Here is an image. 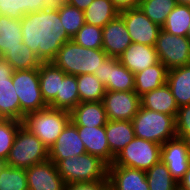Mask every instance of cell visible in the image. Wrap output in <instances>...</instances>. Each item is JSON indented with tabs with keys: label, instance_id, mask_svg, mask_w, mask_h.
I'll return each mask as SVG.
<instances>
[{
	"label": "cell",
	"instance_id": "obj_1",
	"mask_svg": "<svg viewBox=\"0 0 190 190\" xmlns=\"http://www.w3.org/2000/svg\"><path fill=\"white\" fill-rule=\"evenodd\" d=\"M22 41L41 60L51 62L71 38L66 34L58 11L40 10L21 18Z\"/></svg>",
	"mask_w": 190,
	"mask_h": 190
},
{
	"label": "cell",
	"instance_id": "obj_2",
	"mask_svg": "<svg viewBox=\"0 0 190 190\" xmlns=\"http://www.w3.org/2000/svg\"><path fill=\"white\" fill-rule=\"evenodd\" d=\"M106 57L103 49L85 48L71 39L61 46L51 62L66 74L78 76L98 72Z\"/></svg>",
	"mask_w": 190,
	"mask_h": 190
},
{
	"label": "cell",
	"instance_id": "obj_3",
	"mask_svg": "<svg viewBox=\"0 0 190 190\" xmlns=\"http://www.w3.org/2000/svg\"><path fill=\"white\" fill-rule=\"evenodd\" d=\"M56 166L65 184L109 180L108 164L89 153L63 159Z\"/></svg>",
	"mask_w": 190,
	"mask_h": 190
},
{
	"label": "cell",
	"instance_id": "obj_4",
	"mask_svg": "<svg viewBox=\"0 0 190 190\" xmlns=\"http://www.w3.org/2000/svg\"><path fill=\"white\" fill-rule=\"evenodd\" d=\"M135 137L155 142L159 145L176 137L175 117L155 112L144 107L132 119Z\"/></svg>",
	"mask_w": 190,
	"mask_h": 190
},
{
	"label": "cell",
	"instance_id": "obj_5",
	"mask_svg": "<svg viewBox=\"0 0 190 190\" xmlns=\"http://www.w3.org/2000/svg\"><path fill=\"white\" fill-rule=\"evenodd\" d=\"M70 121L71 113L69 111L47 107L26 114L22 125L49 148L56 142Z\"/></svg>",
	"mask_w": 190,
	"mask_h": 190
},
{
	"label": "cell",
	"instance_id": "obj_6",
	"mask_svg": "<svg viewBox=\"0 0 190 190\" xmlns=\"http://www.w3.org/2000/svg\"><path fill=\"white\" fill-rule=\"evenodd\" d=\"M47 159L48 147L36 135L21 125L5 161L6 165L26 170Z\"/></svg>",
	"mask_w": 190,
	"mask_h": 190
},
{
	"label": "cell",
	"instance_id": "obj_7",
	"mask_svg": "<svg viewBox=\"0 0 190 190\" xmlns=\"http://www.w3.org/2000/svg\"><path fill=\"white\" fill-rule=\"evenodd\" d=\"M161 147L155 142L135 137L108 166H124L147 171L160 161Z\"/></svg>",
	"mask_w": 190,
	"mask_h": 190
},
{
	"label": "cell",
	"instance_id": "obj_8",
	"mask_svg": "<svg viewBox=\"0 0 190 190\" xmlns=\"http://www.w3.org/2000/svg\"><path fill=\"white\" fill-rule=\"evenodd\" d=\"M12 82L19 97L21 122L26 114L48 107L41 95L38 68L14 71Z\"/></svg>",
	"mask_w": 190,
	"mask_h": 190
},
{
	"label": "cell",
	"instance_id": "obj_9",
	"mask_svg": "<svg viewBox=\"0 0 190 190\" xmlns=\"http://www.w3.org/2000/svg\"><path fill=\"white\" fill-rule=\"evenodd\" d=\"M155 49L168 70L190 64V41L185 36L172 35L161 28Z\"/></svg>",
	"mask_w": 190,
	"mask_h": 190
},
{
	"label": "cell",
	"instance_id": "obj_10",
	"mask_svg": "<svg viewBox=\"0 0 190 190\" xmlns=\"http://www.w3.org/2000/svg\"><path fill=\"white\" fill-rule=\"evenodd\" d=\"M133 43L155 46L161 27L138 7L119 12Z\"/></svg>",
	"mask_w": 190,
	"mask_h": 190
},
{
	"label": "cell",
	"instance_id": "obj_11",
	"mask_svg": "<svg viewBox=\"0 0 190 190\" xmlns=\"http://www.w3.org/2000/svg\"><path fill=\"white\" fill-rule=\"evenodd\" d=\"M102 102L108 120L132 121L141 106L140 96L134 91H106Z\"/></svg>",
	"mask_w": 190,
	"mask_h": 190
},
{
	"label": "cell",
	"instance_id": "obj_12",
	"mask_svg": "<svg viewBox=\"0 0 190 190\" xmlns=\"http://www.w3.org/2000/svg\"><path fill=\"white\" fill-rule=\"evenodd\" d=\"M160 160L166 164L172 177L179 182L190 164V142L175 137L161 147Z\"/></svg>",
	"mask_w": 190,
	"mask_h": 190
},
{
	"label": "cell",
	"instance_id": "obj_13",
	"mask_svg": "<svg viewBox=\"0 0 190 190\" xmlns=\"http://www.w3.org/2000/svg\"><path fill=\"white\" fill-rule=\"evenodd\" d=\"M28 190H64L65 182L57 166L47 159L25 170Z\"/></svg>",
	"mask_w": 190,
	"mask_h": 190
},
{
	"label": "cell",
	"instance_id": "obj_14",
	"mask_svg": "<svg viewBox=\"0 0 190 190\" xmlns=\"http://www.w3.org/2000/svg\"><path fill=\"white\" fill-rule=\"evenodd\" d=\"M86 153L84 144L79 137L77 126L69 122L56 142L48 148V159L55 165L61 160Z\"/></svg>",
	"mask_w": 190,
	"mask_h": 190
},
{
	"label": "cell",
	"instance_id": "obj_15",
	"mask_svg": "<svg viewBox=\"0 0 190 190\" xmlns=\"http://www.w3.org/2000/svg\"><path fill=\"white\" fill-rule=\"evenodd\" d=\"M102 49L107 56L118 58L132 43L124 20L118 15L102 28Z\"/></svg>",
	"mask_w": 190,
	"mask_h": 190
},
{
	"label": "cell",
	"instance_id": "obj_16",
	"mask_svg": "<svg viewBox=\"0 0 190 190\" xmlns=\"http://www.w3.org/2000/svg\"><path fill=\"white\" fill-rule=\"evenodd\" d=\"M109 186L114 190H149L146 171L124 166H108Z\"/></svg>",
	"mask_w": 190,
	"mask_h": 190
},
{
	"label": "cell",
	"instance_id": "obj_17",
	"mask_svg": "<svg viewBox=\"0 0 190 190\" xmlns=\"http://www.w3.org/2000/svg\"><path fill=\"white\" fill-rule=\"evenodd\" d=\"M120 63L136 74L159 62L155 46L131 43L118 57Z\"/></svg>",
	"mask_w": 190,
	"mask_h": 190
},
{
	"label": "cell",
	"instance_id": "obj_18",
	"mask_svg": "<svg viewBox=\"0 0 190 190\" xmlns=\"http://www.w3.org/2000/svg\"><path fill=\"white\" fill-rule=\"evenodd\" d=\"M79 137L81 138L86 153L98 156L108 165L111 164V151L106 138L105 126L88 127L77 126Z\"/></svg>",
	"mask_w": 190,
	"mask_h": 190
},
{
	"label": "cell",
	"instance_id": "obj_19",
	"mask_svg": "<svg viewBox=\"0 0 190 190\" xmlns=\"http://www.w3.org/2000/svg\"><path fill=\"white\" fill-rule=\"evenodd\" d=\"M141 107L176 118L178 105L167 83L140 96Z\"/></svg>",
	"mask_w": 190,
	"mask_h": 190
},
{
	"label": "cell",
	"instance_id": "obj_20",
	"mask_svg": "<svg viewBox=\"0 0 190 190\" xmlns=\"http://www.w3.org/2000/svg\"><path fill=\"white\" fill-rule=\"evenodd\" d=\"M105 132L111 151L112 164L118 153L135 138L134 128L132 121L108 120Z\"/></svg>",
	"mask_w": 190,
	"mask_h": 190
},
{
	"label": "cell",
	"instance_id": "obj_21",
	"mask_svg": "<svg viewBox=\"0 0 190 190\" xmlns=\"http://www.w3.org/2000/svg\"><path fill=\"white\" fill-rule=\"evenodd\" d=\"M70 113L76 126L102 127L108 121L102 101L80 102Z\"/></svg>",
	"mask_w": 190,
	"mask_h": 190
},
{
	"label": "cell",
	"instance_id": "obj_22",
	"mask_svg": "<svg viewBox=\"0 0 190 190\" xmlns=\"http://www.w3.org/2000/svg\"><path fill=\"white\" fill-rule=\"evenodd\" d=\"M38 72L41 95L49 105L57 95H60V81H63L66 73L52 62H42Z\"/></svg>",
	"mask_w": 190,
	"mask_h": 190
},
{
	"label": "cell",
	"instance_id": "obj_23",
	"mask_svg": "<svg viewBox=\"0 0 190 190\" xmlns=\"http://www.w3.org/2000/svg\"><path fill=\"white\" fill-rule=\"evenodd\" d=\"M167 84L179 108L190 104V64L169 69Z\"/></svg>",
	"mask_w": 190,
	"mask_h": 190
},
{
	"label": "cell",
	"instance_id": "obj_24",
	"mask_svg": "<svg viewBox=\"0 0 190 190\" xmlns=\"http://www.w3.org/2000/svg\"><path fill=\"white\" fill-rule=\"evenodd\" d=\"M134 73L122 65L118 58L108 56L106 91H134Z\"/></svg>",
	"mask_w": 190,
	"mask_h": 190
},
{
	"label": "cell",
	"instance_id": "obj_25",
	"mask_svg": "<svg viewBox=\"0 0 190 190\" xmlns=\"http://www.w3.org/2000/svg\"><path fill=\"white\" fill-rule=\"evenodd\" d=\"M168 69L160 61L143 71L134 74V92L142 96L144 93L152 91L167 83Z\"/></svg>",
	"mask_w": 190,
	"mask_h": 190
},
{
	"label": "cell",
	"instance_id": "obj_26",
	"mask_svg": "<svg viewBox=\"0 0 190 190\" xmlns=\"http://www.w3.org/2000/svg\"><path fill=\"white\" fill-rule=\"evenodd\" d=\"M22 45L21 19L0 15V56L7 50L21 49Z\"/></svg>",
	"mask_w": 190,
	"mask_h": 190
},
{
	"label": "cell",
	"instance_id": "obj_27",
	"mask_svg": "<svg viewBox=\"0 0 190 190\" xmlns=\"http://www.w3.org/2000/svg\"><path fill=\"white\" fill-rule=\"evenodd\" d=\"M119 15L112 0H93L84 10L85 23L103 28Z\"/></svg>",
	"mask_w": 190,
	"mask_h": 190
},
{
	"label": "cell",
	"instance_id": "obj_28",
	"mask_svg": "<svg viewBox=\"0 0 190 190\" xmlns=\"http://www.w3.org/2000/svg\"><path fill=\"white\" fill-rule=\"evenodd\" d=\"M79 103L80 97L76 76L66 74L63 81H60V95H57L48 107L71 112Z\"/></svg>",
	"mask_w": 190,
	"mask_h": 190
},
{
	"label": "cell",
	"instance_id": "obj_29",
	"mask_svg": "<svg viewBox=\"0 0 190 190\" xmlns=\"http://www.w3.org/2000/svg\"><path fill=\"white\" fill-rule=\"evenodd\" d=\"M0 113L5 119L21 121V109L19 97L12 82L9 80L0 81Z\"/></svg>",
	"mask_w": 190,
	"mask_h": 190
},
{
	"label": "cell",
	"instance_id": "obj_30",
	"mask_svg": "<svg viewBox=\"0 0 190 190\" xmlns=\"http://www.w3.org/2000/svg\"><path fill=\"white\" fill-rule=\"evenodd\" d=\"M80 102L103 101L106 93L105 85L94 74L76 76Z\"/></svg>",
	"mask_w": 190,
	"mask_h": 190
},
{
	"label": "cell",
	"instance_id": "obj_31",
	"mask_svg": "<svg viewBox=\"0 0 190 190\" xmlns=\"http://www.w3.org/2000/svg\"><path fill=\"white\" fill-rule=\"evenodd\" d=\"M43 0H0V15L21 19L28 13L43 10Z\"/></svg>",
	"mask_w": 190,
	"mask_h": 190
},
{
	"label": "cell",
	"instance_id": "obj_32",
	"mask_svg": "<svg viewBox=\"0 0 190 190\" xmlns=\"http://www.w3.org/2000/svg\"><path fill=\"white\" fill-rule=\"evenodd\" d=\"M176 5L175 0H140L139 8L152 22L162 28Z\"/></svg>",
	"mask_w": 190,
	"mask_h": 190
},
{
	"label": "cell",
	"instance_id": "obj_33",
	"mask_svg": "<svg viewBox=\"0 0 190 190\" xmlns=\"http://www.w3.org/2000/svg\"><path fill=\"white\" fill-rule=\"evenodd\" d=\"M2 56L13 67L14 71L39 68L42 63L24 43L21 49L7 50Z\"/></svg>",
	"mask_w": 190,
	"mask_h": 190
},
{
	"label": "cell",
	"instance_id": "obj_34",
	"mask_svg": "<svg viewBox=\"0 0 190 190\" xmlns=\"http://www.w3.org/2000/svg\"><path fill=\"white\" fill-rule=\"evenodd\" d=\"M149 190H175L178 182L161 160L146 171Z\"/></svg>",
	"mask_w": 190,
	"mask_h": 190
},
{
	"label": "cell",
	"instance_id": "obj_35",
	"mask_svg": "<svg viewBox=\"0 0 190 190\" xmlns=\"http://www.w3.org/2000/svg\"><path fill=\"white\" fill-rule=\"evenodd\" d=\"M190 24V6L177 4L169 13L162 29L172 35L185 36Z\"/></svg>",
	"mask_w": 190,
	"mask_h": 190
},
{
	"label": "cell",
	"instance_id": "obj_36",
	"mask_svg": "<svg viewBox=\"0 0 190 190\" xmlns=\"http://www.w3.org/2000/svg\"><path fill=\"white\" fill-rule=\"evenodd\" d=\"M0 190H28L25 169L5 164L0 170Z\"/></svg>",
	"mask_w": 190,
	"mask_h": 190
},
{
	"label": "cell",
	"instance_id": "obj_37",
	"mask_svg": "<svg viewBox=\"0 0 190 190\" xmlns=\"http://www.w3.org/2000/svg\"><path fill=\"white\" fill-rule=\"evenodd\" d=\"M59 17L66 34L72 38L79 29L85 24L84 11L71 6L70 4L64 5L58 10Z\"/></svg>",
	"mask_w": 190,
	"mask_h": 190
},
{
	"label": "cell",
	"instance_id": "obj_38",
	"mask_svg": "<svg viewBox=\"0 0 190 190\" xmlns=\"http://www.w3.org/2000/svg\"><path fill=\"white\" fill-rule=\"evenodd\" d=\"M71 39L85 48L102 49V28L85 23Z\"/></svg>",
	"mask_w": 190,
	"mask_h": 190
},
{
	"label": "cell",
	"instance_id": "obj_39",
	"mask_svg": "<svg viewBox=\"0 0 190 190\" xmlns=\"http://www.w3.org/2000/svg\"><path fill=\"white\" fill-rule=\"evenodd\" d=\"M21 125L22 122L15 119H5L0 123V159L6 161Z\"/></svg>",
	"mask_w": 190,
	"mask_h": 190
},
{
	"label": "cell",
	"instance_id": "obj_40",
	"mask_svg": "<svg viewBox=\"0 0 190 190\" xmlns=\"http://www.w3.org/2000/svg\"><path fill=\"white\" fill-rule=\"evenodd\" d=\"M176 121V137L190 142V104L178 109Z\"/></svg>",
	"mask_w": 190,
	"mask_h": 190
},
{
	"label": "cell",
	"instance_id": "obj_41",
	"mask_svg": "<svg viewBox=\"0 0 190 190\" xmlns=\"http://www.w3.org/2000/svg\"><path fill=\"white\" fill-rule=\"evenodd\" d=\"M109 186V180L94 182H80L65 184L64 190H105Z\"/></svg>",
	"mask_w": 190,
	"mask_h": 190
},
{
	"label": "cell",
	"instance_id": "obj_42",
	"mask_svg": "<svg viewBox=\"0 0 190 190\" xmlns=\"http://www.w3.org/2000/svg\"><path fill=\"white\" fill-rule=\"evenodd\" d=\"M14 73L13 67L6 61L3 56H0V81L9 80Z\"/></svg>",
	"mask_w": 190,
	"mask_h": 190
},
{
	"label": "cell",
	"instance_id": "obj_43",
	"mask_svg": "<svg viewBox=\"0 0 190 190\" xmlns=\"http://www.w3.org/2000/svg\"><path fill=\"white\" fill-rule=\"evenodd\" d=\"M115 8L121 12L139 7L140 0H112Z\"/></svg>",
	"mask_w": 190,
	"mask_h": 190
},
{
	"label": "cell",
	"instance_id": "obj_44",
	"mask_svg": "<svg viewBox=\"0 0 190 190\" xmlns=\"http://www.w3.org/2000/svg\"><path fill=\"white\" fill-rule=\"evenodd\" d=\"M43 10L58 11L64 5L68 4L69 0H43Z\"/></svg>",
	"mask_w": 190,
	"mask_h": 190
},
{
	"label": "cell",
	"instance_id": "obj_45",
	"mask_svg": "<svg viewBox=\"0 0 190 190\" xmlns=\"http://www.w3.org/2000/svg\"><path fill=\"white\" fill-rule=\"evenodd\" d=\"M107 73H108V56L102 60L101 66L98 69V72H95L94 75L97 79L102 82L104 85L107 84Z\"/></svg>",
	"mask_w": 190,
	"mask_h": 190
},
{
	"label": "cell",
	"instance_id": "obj_46",
	"mask_svg": "<svg viewBox=\"0 0 190 190\" xmlns=\"http://www.w3.org/2000/svg\"><path fill=\"white\" fill-rule=\"evenodd\" d=\"M93 0H69L68 4L84 11Z\"/></svg>",
	"mask_w": 190,
	"mask_h": 190
},
{
	"label": "cell",
	"instance_id": "obj_47",
	"mask_svg": "<svg viewBox=\"0 0 190 190\" xmlns=\"http://www.w3.org/2000/svg\"><path fill=\"white\" fill-rule=\"evenodd\" d=\"M178 184L181 187L190 190V164L188 170L184 174V177L178 182Z\"/></svg>",
	"mask_w": 190,
	"mask_h": 190
},
{
	"label": "cell",
	"instance_id": "obj_48",
	"mask_svg": "<svg viewBox=\"0 0 190 190\" xmlns=\"http://www.w3.org/2000/svg\"><path fill=\"white\" fill-rule=\"evenodd\" d=\"M176 4L190 6V0H175Z\"/></svg>",
	"mask_w": 190,
	"mask_h": 190
},
{
	"label": "cell",
	"instance_id": "obj_49",
	"mask_svg": "<svg viewBox=\"0 0 190 190\" xmlns=\"http://www.w3.org/2000/svg\"><path fill=\"white\" fill-rule=\"evenodd\" d=\"M186 37L189 39L190 41V24L188 26V30H187V34H186Z\"/></svg>",
	"mask_w": 190,
	"mask_h": 190
},
{
	"label": "cell",
	"instance_id": "obj_50",
	"mask_svg": "<svg viewBox=\"0 0 190 190\" xmlns=\"http://www.w3.org/2000/svg\"><path fill=\"white\" fill-rule=\"evenodd\" d=\"M5 164H6L5 161L2 160V159H0V170L2 169V167H3Z\"/></svg>",
	"mask_w": 190,
	"mask_h": 190
},
{
	"label": "cell",
	"instance_id": "obj_51",
	"mask_svg": "<svg viewBox=\"0 0 190 190\" xmlns=\"http://www.w3.org/2000/svg\"><path fill=\"white\" fill-rule=\"evenodd\" d=\"M175 190H188V189H185V188L181 187L179 184H177Z\"/></svg>",
	"mask_w": 190,
	"mask_h": 190
},
{
	"label": "cell",
	"instance_id": "obj_52",
	"mask_svg": "<svg viewBox=\"0 0 190 190\" xmlns=\"http://www.w3.org/2000/svg\"><path fill=\"white\" fill-rule=\"evenodd\" d=\"M5 120V118L3 117V115L0 113V123L2 122V121H4Z\"/></svg>",
	"mask_w": 190,
	"mask_h": 190
},
{
	"label": "cell",
	"instance_id": "obj_53",
	"mask_svg": "<svg viewBox=\"0 0 190 190\" xmlns=\"http://www.w3.org/2000/svg\"><path fill=\"white\" fill-rule=\"evenodd\" d=\"M105 190H114L111 186H108Z\"/></svg>",
	"mask_w": 190,
	"mask_h": 190
}]
</instances>
